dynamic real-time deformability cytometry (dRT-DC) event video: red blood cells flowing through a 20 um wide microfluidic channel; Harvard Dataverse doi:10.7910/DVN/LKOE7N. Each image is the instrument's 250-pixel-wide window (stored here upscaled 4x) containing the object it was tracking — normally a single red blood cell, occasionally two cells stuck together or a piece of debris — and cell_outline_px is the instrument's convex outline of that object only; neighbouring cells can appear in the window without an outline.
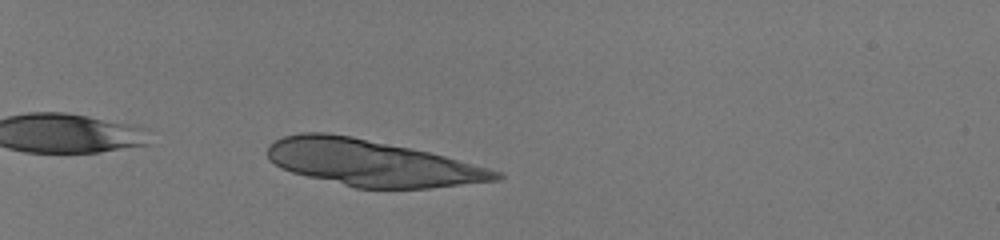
{"species": "human", "species_latin": "Homo sapiens", "temperature_condition": "room temperature", "stored_images_in_passage": 40, "camera_frame_rate_fps": 3000, "um_per_image_px": 0.085, "donor": {"sex": "male"}, "frame": {"image": 1, "passage_image": 5, "time_ms": 1.333, "image_size_px": [1000, 240], "cell_outline_px": [[504, 176], [500, 180], [428, 188], [356, 188], [292, 172], [280, 168], [268, 160], [268, 144], [284, 136], [300, 132], [328, 132], [352, 136], [428, 152], [444, 156], [504, 172]], "centroid_in_image_um": [31.58, 13.84], "position_along_channel_um": 53.4, "area_um2": 61.27}}
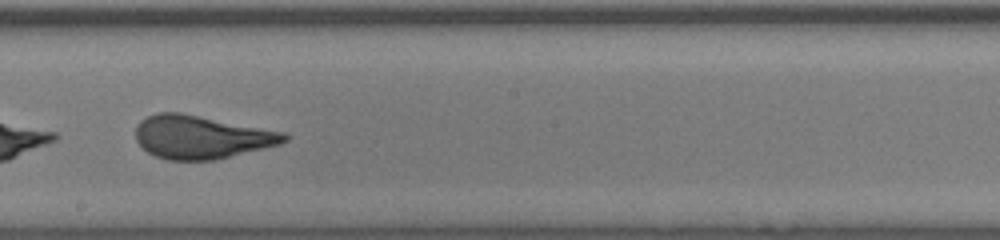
{"frame": {"image": 2, "passage_image": 23, "time_ms": 7.333, "image_size_px": [1000, 240], "cell_outline_px": [[288, 140], [280, 144], [216, 160], [168, 160], [156, 156], [148, 152], [136, 140], [136, 124], [140, 120], [156, 112], [180, 112], [284, 132], [288, 136]], "centroid_in_image_um": [17.09, 11.65], "position_along_channel_um": 231.1, "area_um2": 37.34}}
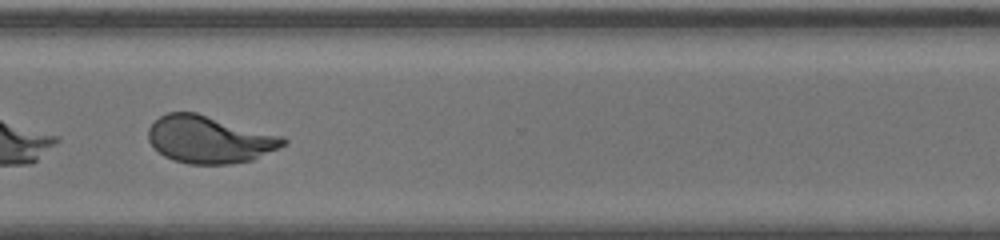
{"frame": {"image": 3, "passage_image": 32, "time_ms": 10.333, "image_size_px": [1000, 240], "cell_outline_px": [[288, 144], [280, 148], [252, 160], [232, 164], [188, 164], [172, 160], [164, 156], [148, 140], [148, 128], [160, 116], [168, 112], [196, 112], [284, 136], [288, 140]], "centroid_in_image_um": [17.84, 11.86], "position_along_channel_um": 352.8, "area_um2": 37.45}, "authors_computed_cell_mechanics": {"area_um2": 37.6856, "velocity_mm_per_s": 4.0518, "shape_relaxation_time_tau1_ms": 6.0764, "shape_relaxation_time_tau2_ms": null, "deformation_change_tau1": 0.2291, "deformation_change_tau2": null}}